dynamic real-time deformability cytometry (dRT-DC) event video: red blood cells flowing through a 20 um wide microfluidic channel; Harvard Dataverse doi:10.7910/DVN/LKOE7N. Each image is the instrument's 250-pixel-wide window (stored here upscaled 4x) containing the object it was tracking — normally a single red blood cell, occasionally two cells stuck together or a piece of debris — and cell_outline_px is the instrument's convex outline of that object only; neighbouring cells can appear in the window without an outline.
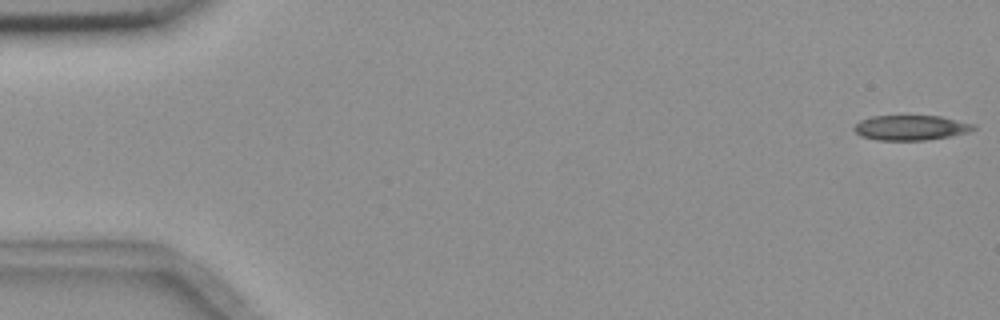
{"species": "common noctule bat (a hibernating species)", "species_latin": "Nyctalus noctula", "temperature_condition": "room temperature", "stored_images_in_passage": 7, "camera_frame_rate_fps": 3000, "um_per_image_px": 0.085, "animal": {"sex": "female", "body_mass_g": 18.4}, "frame": {"image": 1, "passage_image": 1, "time_ms": 0.0, "image_size_px": [1000, 320], "cell_outline_px": [[976, 128], [968, 132], [952, 136], [924, 140], [876, 140], [860, 136], [852, 128], [860, 120], [872, 116], [940, 116], [976, 124]], "centroid_in_image_um": [77.42, 10.85], "position_along_channel_um": 7.6, "area_um2": 17.46}}
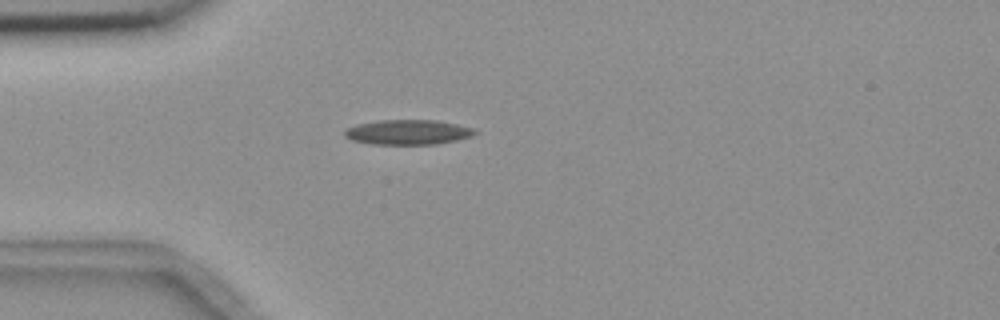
{"frame": {"image": 2, "passage_image": 5, "time_ms": 4.667, "image_size_px": [1000, 320], "cell_outline_px": [[480, 132], [472, 136], [456, 140], [436, 144], [372, 144], [352, 140], [344, 136], [344, 132], [348, 128], [356, 124], [380, 120], [436, 120], [476, 128]], "centroid_in_image_um": [34.72, 11.23], "position_along_channel_um": 50.3, "area_um2": 18.96}}
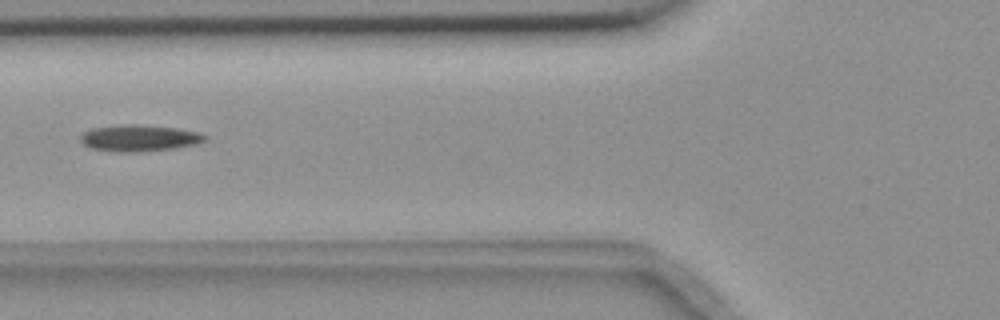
{"frame": {"image": 3, "passage_image": 7, "time_ms": 6.667, "image_size_px": [1000, 320], "cell_outline_px": [[208, 140], [196, 144], [176, 148], [136, 152], [120, 152], [88, 148], [80, 140], [80, 136], [84, 132], [92, 128], [128, 124], [136, 124], [176, 128], [196, 132], [208, 136]], "centroid_in_image_um": [11.84, 11.74], "position_along_channel_um": 114.0, "area_um2": 19.19}}